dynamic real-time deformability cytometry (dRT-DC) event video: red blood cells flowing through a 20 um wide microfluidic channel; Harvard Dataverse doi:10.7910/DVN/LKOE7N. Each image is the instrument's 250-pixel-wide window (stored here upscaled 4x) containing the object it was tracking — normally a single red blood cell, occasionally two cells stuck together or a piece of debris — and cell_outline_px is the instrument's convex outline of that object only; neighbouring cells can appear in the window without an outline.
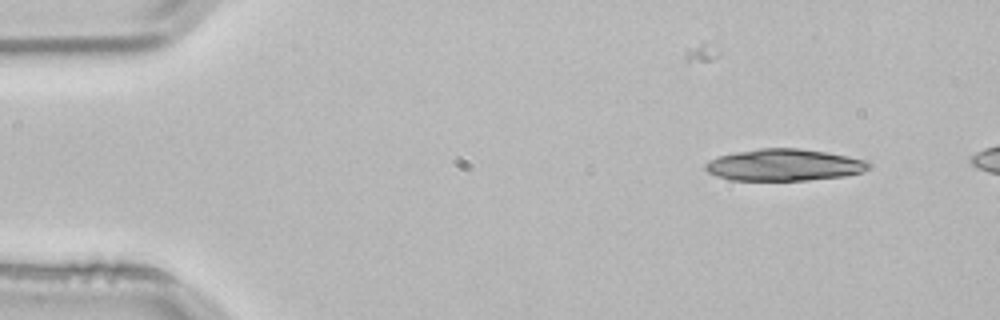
{"species": "common noctule bat (a hibernating species)", "species_latin": "Nyctalus noctula", "temperature_condition": "room temperature", "stored_images_in_passage": 5, "segment_of_instrument_passage": [1, 2], "camera_frame_rate_fps": 3000, "um_per_image_px": 0.085, "animal": {"sex": "male", "body_mass_g": 21.5, "forearm_length_mm": 52.0}, "frame": {"image": 1, "passage_image": 2, "time_ms": 0.333, "image_size_px": [1000, 320], "cell_outline_px": [[872, 164], [868, 168], [860, 172], [844, 176], [808, 180], [732, 180], [716, 176], [708, 172], [704, 168], [704, 164], [708, 160], [720, 156], [736, 152], [760, 148], [800, 148], [824, 152], [868, 160]], "centroid_in_image_um": [66.63, 14.02], "position_along_channel_um": 18.4, "area_um2": 30.17}}